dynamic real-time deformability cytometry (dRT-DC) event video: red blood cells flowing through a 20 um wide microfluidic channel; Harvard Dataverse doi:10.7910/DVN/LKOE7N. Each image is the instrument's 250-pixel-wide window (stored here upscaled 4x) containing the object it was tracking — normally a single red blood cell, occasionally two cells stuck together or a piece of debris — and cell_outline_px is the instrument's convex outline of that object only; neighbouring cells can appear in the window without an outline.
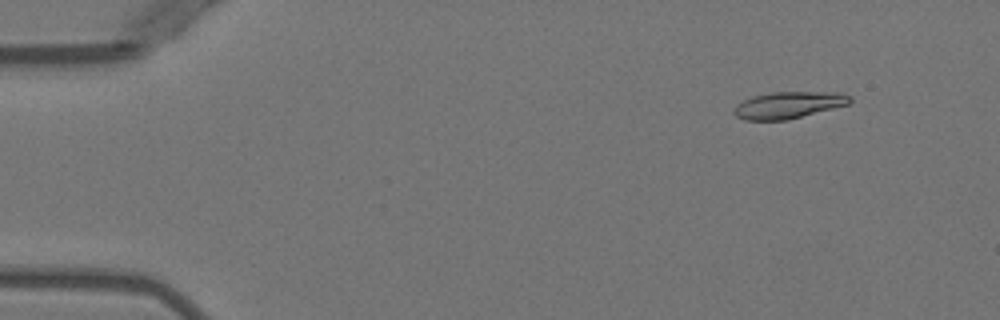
{"species": "Egyptian fruit bat (a non-hibernating species)", "species_latin": "Rousettus aegyptiacus", "temperature_condition": "warm", "stored_images_in_passage": 5, "camera_frame_rate_fps": 3000, "um_per_image_px": 0.085, "animal": {"sex": "female"}, "frame": {"image": 1, "passage_image": 2, "time_ms": 1.0, "image_size_px": [1000, 320], "cell_outline_px": [[852, 100], [848, 104], [784, 120], [744, 120], [736, 116], [732, 112], [736, 104], [752, 96], [772, 92], [840, 92], [852, 96]], "centroid_in_image_um": [66.99, 8.91], "position_along_channel_um": 18.0, "area_um2": 17.92}}